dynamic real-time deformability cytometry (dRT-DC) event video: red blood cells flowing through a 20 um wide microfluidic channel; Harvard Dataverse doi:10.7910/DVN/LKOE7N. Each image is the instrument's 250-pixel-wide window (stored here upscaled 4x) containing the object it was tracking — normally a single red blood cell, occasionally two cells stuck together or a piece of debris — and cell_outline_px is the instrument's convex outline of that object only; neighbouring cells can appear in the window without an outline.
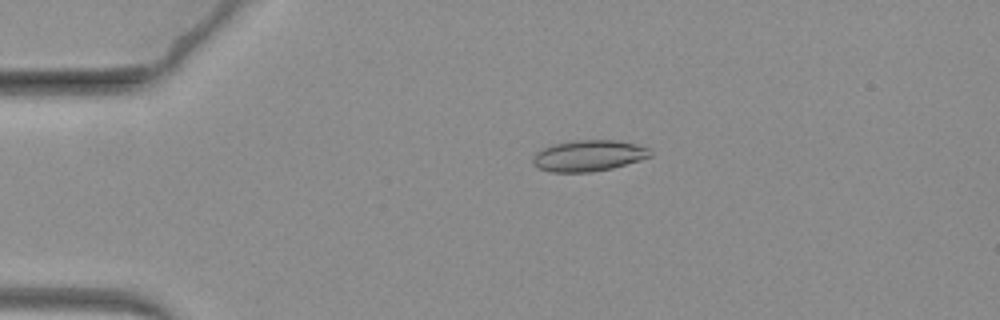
{"species": "common noctule bat (a hibernating species)", "species_latin": "Nyctalus noctula", "temperature_condition": "warm", "stored_images_in_passage": 67, "camera_frame_rate_fps": 3000, "um_per_image_px": 0.085, "animal": {"sex": "female", "body_mass_g": 19.3, "forearm_length_mm": 54.1}, "frame": {"image": 1, "passage_image": 15, "time_ms": 4.667, "image_size_px": [1000, 320], "cell_outline_px": [[652, 156], [640, 160], [612, 168], [592, 172], [552, 172], [540, 168], [532, 164], [532, 156], [536, 152], [552, 144], [568, 140], [616, 140], [636, 144], [648, 148], [652, 152]], "centroid_in_image_um": [50.01, 13.22], "position_along_channel_um": 35.0, "area_um2": 21.44}}
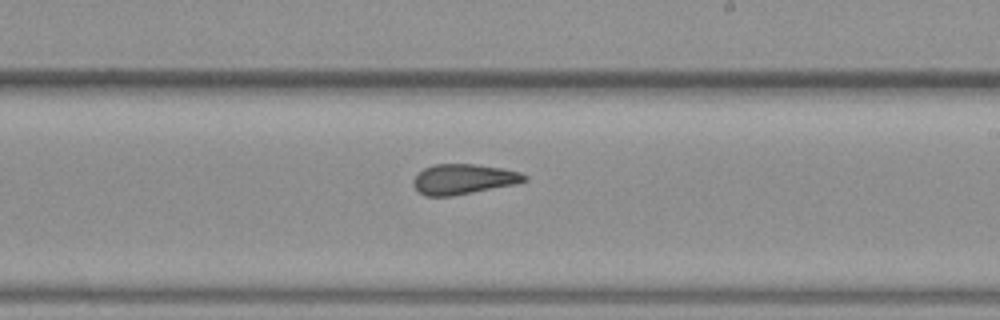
{"frame": {"image": 2, "passage_image": 40, "time_ms": 13.0, "image_size_px": [1000, 320], "cell_outline_px": [[528, 180], [512, 184], [452, 196], [424, 196], [412, 184], [412, 180], [424, 168], [432, 164], [476, 164], [500, 168], [520, 172], [528, 176]], "centroid_in_image_um": [39.36, 15.22], "position_along_channel_um": 249.6, "area_um2": 19.31}}
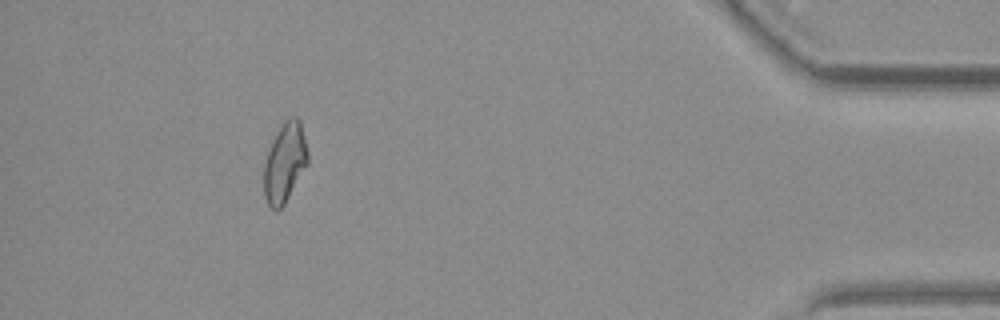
{"frame": {"image": 3, "passage_image": 61, "time_ms": 20.0, "image_size_px": [1000, 320], "cell_outline_px": [[308, 164], [284, 204], [276, 212], [268, 204], [264, 196], [264, 164], [272, 140], [276, 132], [284, 120], [288, 116], [296, 116], [300, 120], [308, 152]], "centroid_in_image_um": [24.21, 13.8], "position_along_channel_um": 411.0, "area_um2": 20.35}}